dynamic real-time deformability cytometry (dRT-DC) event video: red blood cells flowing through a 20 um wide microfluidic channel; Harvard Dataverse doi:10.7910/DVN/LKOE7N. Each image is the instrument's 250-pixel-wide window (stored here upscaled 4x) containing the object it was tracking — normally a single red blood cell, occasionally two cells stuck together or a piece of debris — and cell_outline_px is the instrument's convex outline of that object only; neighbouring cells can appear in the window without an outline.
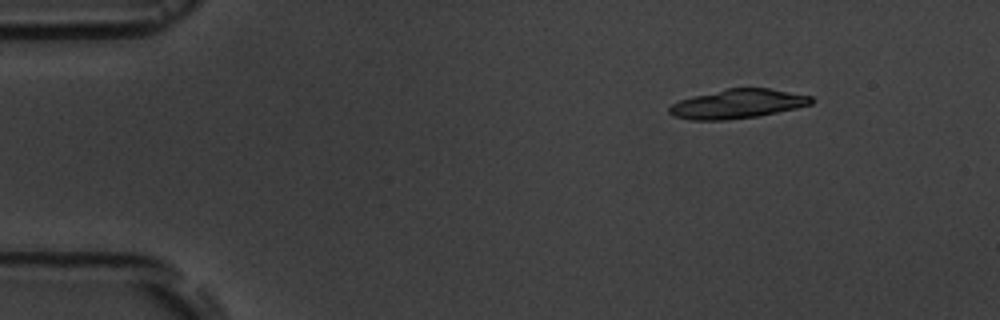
{"species": "common noctule bat (a hibernating species)", "species_latin": "Nyctalus noctula", "temperature_condition": "room temperature", "stored_images_in_passage": 4, "camera_frame_rate_fps": 3000, "um_per_image_px": 0.085, "animal": {"sex": "male", "body_mass_g": 19.5, "forearm_length_mm": 54.6}, "frame": {"image": 1, "passage_image": 1, "time_ms": 0.0, "image_size_px": [1000, 320], "cell_outline_px": [[812, 104], [796, 108], [756, 116], [728, 120], [688, 120], [672, 116], [668, 112], [668, 108], [672, 104], [680, 100], [692, 96], [728, 88], [768, 88], [812, 96]], "centroid_in_image_um": [62.65, 8.83], "position_along_channel_um": 22.4, "area_um2": 24.04}}
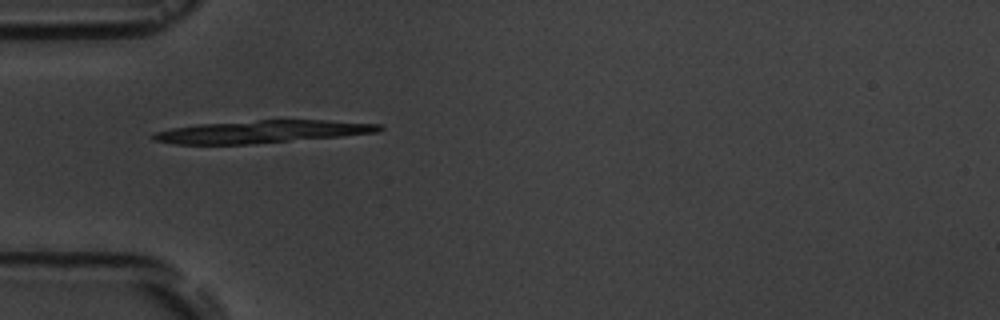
{"frame": {"image": 2, "passage_image": 4, "time_ms": 3.333, "image_size_px": [1000, 320], "cell_outline_px": [[384, 128], [380, 132], [344, 136], [252, 144], [176, 144], [152, 140], [148, 136], [152, 132], [172, 128], [200, 124], [260, 120], [328, 120], [380, 124]], "centroid_in_image_um": [22.26, 11.2], "position_along_channel_um": 62.7, "area_um2": 29.88}}